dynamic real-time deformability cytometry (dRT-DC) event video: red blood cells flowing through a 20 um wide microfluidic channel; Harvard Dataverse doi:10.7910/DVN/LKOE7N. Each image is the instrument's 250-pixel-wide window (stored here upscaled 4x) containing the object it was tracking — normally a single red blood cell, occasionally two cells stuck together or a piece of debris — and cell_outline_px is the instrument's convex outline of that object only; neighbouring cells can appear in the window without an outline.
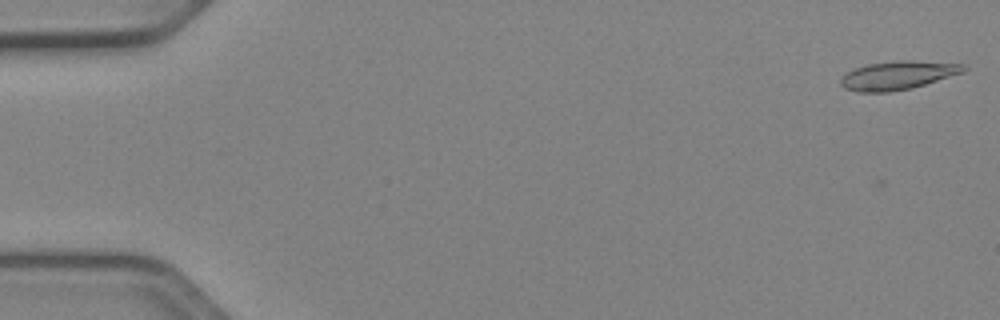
{"species": "Egyptian fruit bat (a non-hibernating species)", "species_latin": "Rousettus aegyptiacus", "temperature_condition": "cold", "stored_images_in_passage": 51, "camera_frame_rate_fps": 3000, "um_per_image_px": 0.085, "animal": {"sex": "female"}, "frame": {"image": 1, "passage_image": 1, "time_ms": 0.0, "image_size_px": [1000, 320], "cell_outline_px": [[968, 68], [964, 72], [912, 88], [888, 92], [860, 92], [844, 88], [840, 84], [840, 76], [856, 68], [868, 64], [896, 60], [912, 60], [964, 64]], "centroid_in_image_um": [76.32, 6.4], "position_along_channel_um": 8.7, "area_um2": 20.46}}
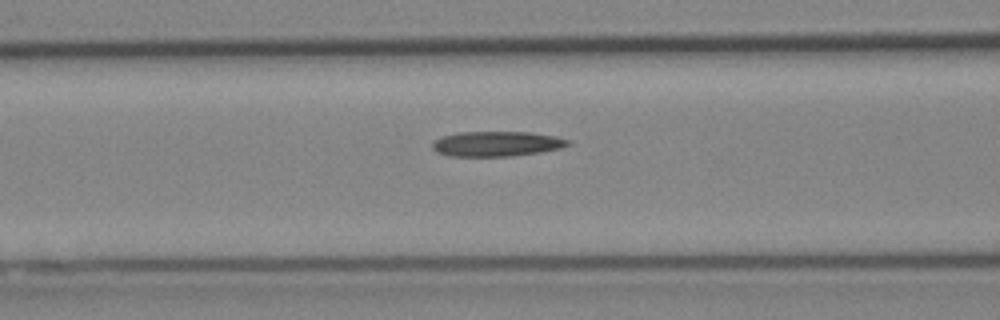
{"frame": {"image": 2, "passage_image": 21, "time_ms": 6.667, "image_size_px": [1000, 320], "cell_outline_px": [[572, 144], [560, 148], [540, 152], [512, 156], [448, 156], [436, 152], [432, 148], [432, 140], [440, 136], [460, 132], [532, 132], [556, 136], [568, 140]], "centroid_in_image_um": [42.18, 12.22], "position_along_channel_um": 124.4, "area_um2": 20.0}}
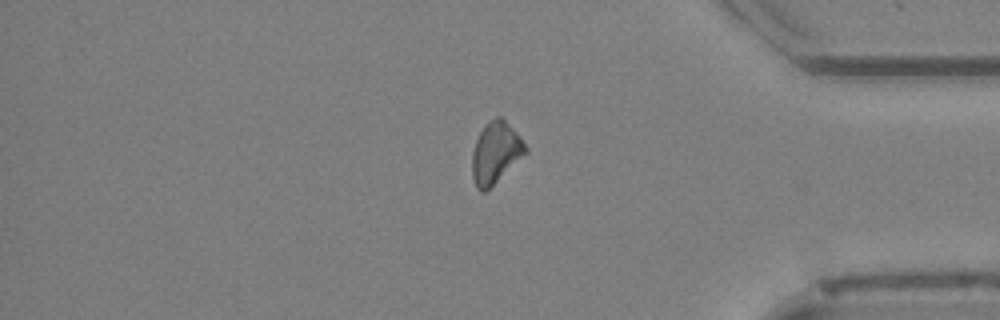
{"frame": {"image": 3, "passage_image": 43, "time_ms": 14.0, "image_size_px": [1000, 320], "cell_outline_px": [[528, 152], [484, 192], [480, 192], [476, 188], [472, 176], [472, 152], [476, 140], [484, 124], [496, 116], [500, 116], [520, 136], [528, 148]], "centroid_in_image_um": [42.12, 12.97], "position_along_channel_um": 393.1, "area_um2": 18.96}}